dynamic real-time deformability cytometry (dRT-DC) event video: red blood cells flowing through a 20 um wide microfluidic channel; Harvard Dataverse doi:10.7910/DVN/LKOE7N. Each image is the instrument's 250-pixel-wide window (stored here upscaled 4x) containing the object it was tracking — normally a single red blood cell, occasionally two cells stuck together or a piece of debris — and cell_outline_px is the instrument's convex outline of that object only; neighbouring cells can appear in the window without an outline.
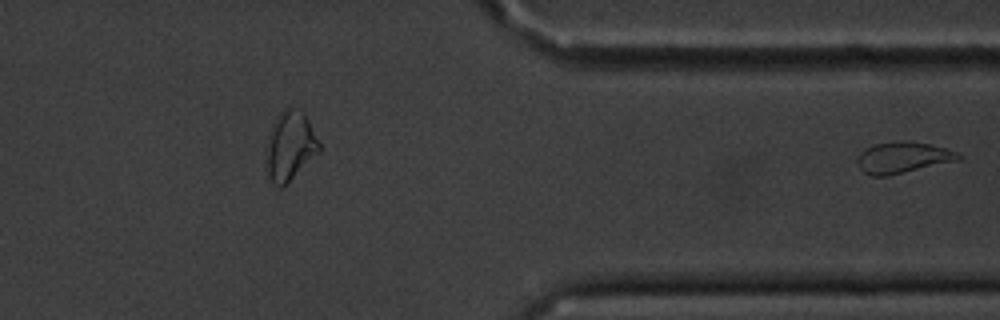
{"species": "common noctule bat (a hibernating species)", "species_latin": "Nyctalus noctula", "temperature_condition": "cold", "stored_images_in_passage": 38, "segment_of_instrument_passage": [2, 2], "camera_frame_rate_fps": 3000, "um_per_image_px": 0.085, "animal": {"sex": "male", "body_mass_g": 20.1, "forearm_length_mm": 53.5}, "frame": {"image": 1, "passage_image": 38, "time_ms": 12.333, "image_size_px": [1000, 320], "cell_outline_px": [[964, 156], [960, 160], [888, 176], [872, 176], [864, 172], [856, 164], [856, 160], [860, 152], [864, 148], [876, 144], [928, 144], [960, 152]], "centroid_in_image_um": [76.76, 13.45], "position_along_channel_um": 334.6, "area_um2": 17.8}}